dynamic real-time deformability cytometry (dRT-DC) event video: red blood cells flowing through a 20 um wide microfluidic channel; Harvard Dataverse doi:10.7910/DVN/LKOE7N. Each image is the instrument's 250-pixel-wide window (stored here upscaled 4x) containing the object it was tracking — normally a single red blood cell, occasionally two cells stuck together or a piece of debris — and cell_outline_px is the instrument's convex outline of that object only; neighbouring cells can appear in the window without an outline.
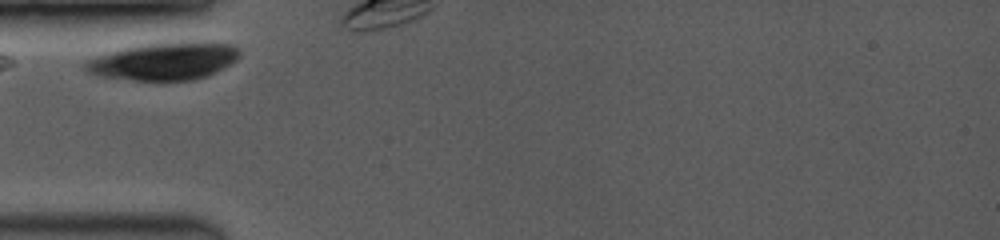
{"species": "common noctule bat (a hibernating species)", "species_latin": "Nyctalus noctula", "temperature_condition": "room temperature", "stored_images_in_passage": 4, "camera_frame_rate_fps": 3500, "um_per_image_px": 0.085, "animal": {"sex": "female", "body_mass_g": 19.0, "forearm_length_mm": 53.3}, "frame": {"image": 1, "passage_image": 1, "time_ms": 0.0, "image_size_px": [1000, 240], "cell_outline_px": [[240, 56], [236, 60], [216, 72], [208, 76], [192, 80], [132, 80], [96, 76], [84, 72], [84, 60], [108, 52], [140, 44], [180, 40], [228, 44], [236, 48], [240, 52]], "centroid_in_image_um": [13.88, 5.19], "position_along_channel_um": 71.1, "area_um2": 34.28}}